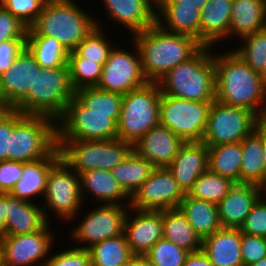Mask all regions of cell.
I'll list each match as a JSON object with an SVG mask.
<instances>
[{
	"label": "cell",
	"mask_w": 266,
	"mask_h": 266,
	"mask_svg": "<svg viewBox=\"0 0 266 266\" xmlns=\"http://www.w3.org/2000/svg\"><path fill=\"white\" fill-rule=\"evenodd\" d=\"M184 142L167 127L158 124L151 128L134 146L140 156L154 167H167Z\"/></svg>",
	"instance_id": "obj_21"
},
{
	"label": "cell",
	"mask_w": 266,
	"mask_h": 266,
	"mask_svg": "<svg viewBox=\"0 0 266 266\" xmlns=\"http://www.w3.org/2000/svg\"><path fill=\"white\" fill-rule=\"evenodd\" d=\"M239 228L221 227L202 240V251L214 266H243Z\"/></svg>",
	"instance_id": "obj_26"
},
{
	"label": "cell",
	"mask_w": 266,
	"mask_h": 266,
	"mask_svg": "<svg viewBox=\"0 0 266 266\" xmlns=\"http://www.w3.org/2000/svg\"><path fill=\"white\" fill-rule=\"evenodd\" d=\"M211 105L161 94L160 124L183 142H201Z\"/></svg>",
	"instance_id": "obj_11"
},
{
	"label": "cell",
	"mask_w": 266,
	"mask_h": 266,
	"mask_svg": "<svg viewBox=\"0 0 266 266\" xmlns=\"http://www.w3.org/2000/svg\"><path fill=\"white\" fill-rule=\"evenodd\" d=\"M57 148L56 122L45 116L14 110L7 160L32 162L48 157Z\"/></svg>",
	"instance_id": "obj_6"
},
{
	"label": "cell",
	"mask_w": 266,
	"mask_h": 266,
	"mask_svg": "<svg viewBox=\"0 0 266 266\" xmlns=\"http://www.w3.org/2000/svg\"><path fill=\"white\" fill-rule=\"evenodd\" d=\"M45 266H92L88 249L74 246L49 256Z\"/></svg>",
	"instance_id": "obj_45"
},
{
	"label": "cell",
	"mask_w": 266,
	"mask_h": 266,
	"mask_svg": "<svg viewBox=\"0 0 266 266\" xmlns=\"http://www.w3.org/2000/svg\"><path fill=\"white\" fill-rule=\"evenodd\" d=\"M74 96L68 66L41 67L36 71L33 88L14 110L24 115L45 116L57 122Z\"/></svg>",
	"instance_id": "obj_5"
},
{
	"label": "cell",
	"mask_w": 266,
	"mask_h": 266,
	"mask_svg": "<svg viewBox=\"0 0 266 266\" xmlns=\"http://www.w3.org/2000/svg\"><path fill=\"white\" fill-rule=\"evenodd\" d=\"M57 140L101 141L117 138V123L111 114L90 112L75 96L56 122Z\"/></svg>",
	"instance_id": "obj_9"
},
{
	"label": "cell",
	"mask_w": 266,
	"mask_h": 266,
	"mask_svg": "<svg viewBox=\"0 0 266 266\" xmlns=\"http://www.w3.org/2000/svg\"><path fill=\"white\" fill-rule=\"evenodd\" d=\"M40 69L41 66L25 46L14 64L0 75V101L9 109H14L33 88L36 71Z\"/></svg>",
	"instance_id": "obj_17"
},
{
	"label": "cell",
	"mask_w": 266,
	"mask_h": 266,
	"mask_svg": "<svg viewBox=\"0 0 266 266\" xmlns=\"http://www.w3.org/2000/svg\"><path fill=\"white\" fill-rule=\"evenodd\" d=\"M262 147H263V160L266 171V127L262 124Z\"/></svg>",
	"instance_id": "obj_55"
},
{
	"label": "cell",
	"mask_w": 266,
	"mask_h": 266,
	"mask_svg": "<svg viewBox=\"0 0 266 266\" xmlns=\"http://www.w3.org/2000/svg\"><path fill=\"white\" fill-rule=\"evenodd\" d=\"M155 24L165 31L191 36L200 43L201 11L198 7L156 6Z\"/></svg>",
	"instance_id": "obj_29"
},
{
	"label": "cell",
	"mask_w": 266,
	"mask_h": 266,
	"mask_svg": "<svg viewBox=\"0 0 266 266\" xmlns=\"http://www.w3.org/2000/svg\"><path fill=\"white\" fill-rule=\"evenodd\" d=\"M259 121L266 127V104L263 113L259 118Z\"/></svg>",
	"instance_id": "obj_57"
},
{
	"label": "cell",
	"mask_w": 266,
	"mask_h": 266,
	"mask_svg": "<svg viewBox=\"0 0 266 266\" xmlns=\"http://www.w3.org/2000/svg\"><path fill=\"white\" fill-rule=\"evenodd\" d=\"M68 67L70 82L77 91L82 88L96 87L100 81L103 66L80 57L74 50L69 51Z\"/></svg>",
	"instance_id": "obj_40"
},
{
	"label": "cell",
	"mask_w": 266,
	"mask_h": 266,
	"mask_svg": "<svg viewBox=\"0 0 266 266\" xmlns=\"http://www.w3.org/2000/svg\"><path fill=\"white\" fill-rule=\"evenodd\" d=\"M185 195L167 167L155 168L130 198V207L153 211L178 208Z\"/></svg>",
	"instance_id": "obj_16"
},
{
	"label": "cell",
	"mask_w": 266,
	"mask_h": 266,
	"mask_svg": "<svg viewBox=\"0 0 266 266\" xmlns=\"http://www.w3.org/2000/svg\"><path fill=\"white\" fill-rule=\"evenodd\" d=\"M162 228L163 211L136 210L129 207L123 234L134 255H145L163 237Z\"/></svg>",
	"instance_id": "obj_18"
},
{
	"label": "cell",
	"mask_w": 266,
	"mask_h": 266,
	"mask_svg": "<svg viewBox=\"0 0 266 266\" xmlns=\"http://www.w3.org/2000/svg\"><path fill=\"white\" fill-rule=\"evenodd\" d=\"M235 183L209 169L194 182L188 195L218 205Z\"/></svg>",
	"instance_id": "obj_38"
},
{
	"label": "cell",
	"mask_w": 266,
	"mask_h": 266,
	"mask_svg": "<svg viewBox=\"0 0 266 266\" xmlns=\"http://www.w3.org/2000/svg\"><path fill=\"white\" fill-rule=\"evenodd\" d=\"M98 206L86 213L82 221L80 220L70 231L68 238L71 237L75 243H81L82 246L79 248L88 249L95 243L123 235L129 206L109 204Z\"/></svg>",
	"instance_id": "obj_15"
},
{
	"label": "cell",
	"mask_w": 266,
	"mask_h": 266,
	"mask_svg": "<svg viewBox=\"0 0 266 266\" xmlns=\"http://www.w3.org/2000/svg\"><path fill=\"white\" fill-rule=\"evenodd\" d=\"M208 147V169L222 177L240 183L242 142Z\"/></svg>",
	"instance_id": "obj_33"
},
{
	"label": "cell",
	"mask_w": 266,
	"mask_h": 266,
	"mask_svg": "<svg viewBox=\"0 0 266 266\" xmlns=\"http://www.w3.org/2000/svg\"><path fill=\"white\" fill-rule=\"evenodd\" d=\"M233 0H208L201 10L200 44L216 46L228 40Z\"/></svg>",
	"instance_id": "obj_27"
},
{
	"label": "cell",
	"mask_w": 266,
	"mask_h": 266,
	"mask_svg": "<svg viewBox=\"0 0 266 266\" xmlns=\"http://www.w3.org/2000/svg\"><path fill=\"white\" fill-rule=\"evenodd\" d=\"M60 158L77 174L95 169L111 171L133 150L121 139L101 141L57 140Z\"/></svg>",
	"instance_id": "obj_8"
},
{
	"label": "cell",
	"mask_w": 266,
	"mask_h": 266,
	"mask_svg": "<svg viewBox=\"0 0 266 266\" xmlns=\"http://www.w3.org/2000/svg\"><path fill=\"white\" fill-rule=\"evenodd\" d=\"M107 18L127 28L132 35L155 24L156 4L152 0H101ZM109 16V17H108Z\"/></svg>",
	"instance_id": "obj_20"
},
{
	"label": "cell",
	"mask_w": 266,
	"mask_h": 266,
	"mask_svg": "<svg viewBox=\"0 0 266 266\" xmlns=\"http://www.w3.org/2000/svg\"><path fill=\"white\" fill-rule=\"evenodd\" d=\"M121 266H133V256Z\"/></svg>",
	"instance_id": "obj_59"
},
{
	"label": "cell",
	"mask_w": 266,
	"mask_h": 266,
	"mask_svg": "<svg viewBox=\"0 0 266 266\" xmlns=\"http://www.w3.org/2000/svg\"><path fill=\"white\" fill-rule=\"evenodd\" d=\"M263 195L266 196V185L263 187Z\"/></svg>",
	"instance_id": "obj_60"
},
{
	"label": "cell",
	"mask_w": 266,
	"mask_h": 266,
	"mask_svg": "<svg viewBox=\"0 0 266 266\" xmlns=\"http://www.w3.org/2000/svg\"><path fill=\"white\" fill-rule=\"evenodd\" d=\"M78 176L84 202L85 196L91 195L95 202L99 201L98 204L130 207V197L124 192L109 170L95 169L80 173Z\"/></svg>",
	"instance_id": "obj_24"
},
{
	"label": "cell",
	"mask_w": 266,
	"mask_h": 266,
	"mask_svg": "<svg viewBox=\"0 0 266 266\" xmlns=\"http://www.w3.org/2000/svg\"><path fill=\"white\" fill-rule=\"evenodd\" d=\"M9 110V108L0 101V118Z\"/></svg>",
	"instance_id": "obj_56"
},
{
	"label": "cell",
	"mask_w": 266,
	"mask_h": 266,
	"mask_svg": "<svg viewBox=\"0 0 266 266\" xmlns=\"http://www.w3.org/2000/svg\"><path fill=\"white\" fill-rule=\"evenodd\" d=\"M241 233L266 238V197L261 196L252 206L250 212L240 226Z\"/></svg>",
	"instance_id": "obj_44"
},
{
	"label": "cell",
	"mask_w": 266,
	"mask_h": 266,
	"mask_svg": "<svg viewBox=\"0 0 266 266\" xmlns=\"http://www.w3.org/2000/svg\"><path fill=\"white\" fill-rule=\"evenodd\" d=\"M207 1L208 0H157L156 6L198 7V10L201 11Z\"/></svg>",
	"instance_id": "obj_52"
},
{
	"label": "cell",
	"mask_w": 266,
	"mask_h": 266,
	"mask_svg": "<svg viewBox=\"0 0 266 266\" xmlns=\"http://www.w3.org/2000/svg\"><path fill=\"white\" fill-rule=\"evenodd\" d=\"M75 97L90 109V112L111 114V119L118 123L123 95L88 87L75 91Z\"/></svg>",
	"instance_id": "obj_37"
},
{
	"label": "cell",
	"mask_w": 266,
	"mask_h": 266,
	"mask_svg": "<svg viewBox=\"0 0 266 266\" xmlns=\"http://www.w3.org/2000/svg\"><path fill=\"white\" fill-rule=\"evenodd\" d=\"M131 37L139 49L142 73L148 82H157L202 46L191 36L165 31L157 24Z\"/></svg>",
	"instance_id": "obj_2"
},
{
	"label": "cell",
	"mask_w": 266,
	"mask_h": 266,
	"mask_svg": "<svg viewBox=\"0 0 266 266\" xmlns=\"http://www.w3.org/2000/svg\"><path fill=\"white\" fill-rule=\"evenodd\" d=\"M185 194L199 176L208 170V147L201 142H184L174 160L167 166Z\"/></svg>",
	"instance_id": "obj_19"
},
{
	"label": "cell",
	"mask_w": 266,
	"mask_h": 266,
	"mask_svg": "<svg viewBox=\"0 0 266 266\" xmlns=\"http://www.w3.org/2000/svg\"><path fill=\"white\" fill-rule=\"evenodd\" d=\"M26 47L43 68L68 66L69 51L53 37L26 35Z\"/></svg>",
	"instance_id": "obj_35"
},
{
	"label": "cell",
	"mask_w": 266,
	"mask_h": 266,
	"mask_svg": "<svg viewBox=\"0 0 266 266\" xmlns=\"http://www.w3.org/2000/svg\"><path fill=\"white\" fill-rule=\"evenodd\" d=\"M240 249L243 266L258 262L266 257V238L241 233Z\"/></svg>",
	"instance_id": "obj_46"
},
{
	"label": "cell",
	"mask_w": 266,
	"mask_h": 266,
	"mask_svg": "<svg viewBox=\"0 0 266 266\" xmlns=\"http://www.w3.org/2000/svg\"><path fill=\"white\" fill-rule=\"evenodd\" d=\"M14 128V109H9L0 118V162L7 160L9 137Z\"/></svg>",
	"instance_id": "obj_50"
},
{
	"label": "cell",
	"mask_w": 266,
	"mask_h": 266,
	"mask_svg": "<svg viewBox=\"0 0 266 266\" xmlns=\"http://www.w3.org/2000/svg\"><path fill=\"white\" fill-rule=\"evenodd\" d=\"M97 26L77 45L74 51L82 58L89 59L102 66L109 58L110 52L116 46L110 38H106L100 19H96Z\"/></svg>",
	"instance_id": "obj_41"
},
{
	"label": "cell",
	"mask_w": 266,
	"mask_h": 266,
	"mask_svg": "<svg viewBox=\"0 0 266 266\" xmlns=\"http://www.w3.org/2000/svg\"><path fill=\"white\" fill-rule=\"evenodd\" d=\"M88 251L92 266H121L134 256L124 234L95 243Z\"/></svg>",
	"instance_id": "obj_36"
},
{
	"label": "cell",
	"mask_w": 266,
	"mask_h": 266,
	"mask_svg": "<svg viewBox=\"0 0 266 266\" xmlns=\"http://www.w3.org/2000/svg\"><path fill=\"white\" fill-rule=\"evenodd\" d=\"M265 28L266 0H233L228 39H241Z\"/></svg>",
	"instance_id": "obj_28"
},
{
	"label": "cell",
	"mask_w": 266,
	"mask_h": 266,
	"mask_svg": "<svg viewBox=\"0 0 266 266\" xmlns=\"http://www.w3.org/2000/svg\"><path fill=\"white\" fill-rule=\"evenodd\" d=\"M188 251L162 237L145 254L154 266H183Z\"/></svg>",
	"instance_id": "obj_42"
},
{
	"label": "cell",
	"mask_w": 266,
	"mask_h": 266,
	"mask_svg": "<svg viewBox=\"0 0 266 266\" xmlns=\"http://www.w3.org/2000/svg\"><path fill=\"white\" fill-rule=\"evenodd\" d=\"M213 53L215 99L226 105L247 108L260 118L266 104V79L231 49L228 53Z\"/></svg>",
	"instance_id": "obj_1"
},
{
	"label": "cell",
	"mask_w": 266,
	"mask_h": 266,
	"mask_svg": "<svg viewBox=\"0 0 266 266\" xmlns=\"http://www.w3.org/2000/svg\"><path fill=\"white\" fill-rule=\"evenodd\" d=\"M240 183L260 187L266 185V171L263 160L262 123L259 121L255 131L242 141Z\"/></svg>",
	"instance_id": "obj_30"
},
{
	"label": "cell",
	"mask_w": 266,
	"mask_h": 266,
	"mask_svg": "<svg viewBox=\"0 0 266 266\" xmlns=\"http://www.w3.org/2000/svg\"><path fill=\"white\" fill-rule=\"evenodd\" d=\"M133 266H154L146 255H134Z\"/></svg>",
	"instance_id": "obj_54"
},
{
	"label": "cell",
	"mask_w": 266,
	"mask_h": 266,
	"mask_svg": "<svg viewBox=\"0 0 266 266\" xmlns=\"http://www.w3.org/2000/svg\"><path fill=\"white\" fill-rule=\"evenodd\" d=\"M163 237L186 251L202 249V239L179 208L163 210Z\"/></svg>",
	"instance_id": "obj_32"
},
{
	"label": "cell",
	"mask_w": 266,
	"mask_h": 266,
	"mask_svg": "<svg viewBox=\"0 0 266 266\" xmlns=\"http://www.w3.org/2000/svg\"><path fill=\"white\" fill-rule=\"evenodd\" d=\"M44 200L45 206L43 203L41 206L46 219L50 210L65 222L77 221L76 217L80 216V208L84 201L81 196L79 176L62 159L50 169Z\"/></svg>",
	"instance_id": "obj_10"
},
{
	"label": "cell",
	"mask_w": 266,
	"mask_h": 266,
	"mask_svg": "<svg viewBox=\"0 0 266 266\" xmlns=\"http://www.w3.org/2000/svg\"><path fill=\"white\" fill-rule=\"evenodd\" d=\"M49 225L33 233L0 239V266H45L55 242Z\"/></svg>",
	"instance_id": "obj_13"
},
{
	"label": "cell",
	"mask_w": 266,
	"mask_h": 266,
	"mask_svg": "<svg viewBox=\"0 0 266 266\" xmlns=\"http://www.w3.org/2000/svg\"><path fill=\"white\" fill-rule=\"evenodd\" d=\"M47 0H0V7L7 9L27 28H30L42 12Z\"/></svg>",
	"instance_id": "obj_43"
},
{
	"label": "cell",
	"mask_w": 266,
	"mask_h": 266,
	"mask_svg": "<svg viewBox=\"0 0 266 266\" xmlns=\"http://www.w3.org/2000/svg\"><path fill=\"white\" fill-rule=\"evenodd\" d=\"M26 46V39H12L0 43V75L6 72Z\"/></svg>",
	"instance_id": "obj_49"
},
{
	"label": "cell",
	"mask_w": 266,
	"mask_h": 266,
	"mask_svg": "<svg viewBox=\"0 0 266 266\" xmlns=\"http://www.w3.org/2000/svg\"><path fill=\"white\" fill-rule=\"evenodd\" d=\"M248 266H266V257Z\"/></svg>",
	"instance_id": "obj_58"
},
{
	"label": "cell",
	"mask_w": 266,
	"mask_h": 266,
	"mask_svg": "<svg viewBox=\"0 0 266 266\" xmlns=\"http://www.w3.org/2000/svg\"><path fill=\"white\" fill-rule=\"evenodd\" d=\"M82 9L75 0H47L27 35L53 37L73 51L97 26L96 18Z\"/></svg>",
	"instance_id": "obj_4"
},
{
	"label": "cell",
	"mask_w": 266,
	"mask_h": 266,
	"mask_svg": "<svg viewBox=\"0 0 266 266\" xmlns=\"http://www.w3.org/2000/svg\"><path fill=\"white\" fill-rule=\"evenodd\" d=\"M178 208L202 240L221 228L216 204L186 194Z\"/></svg>",
	"instance_id": "obj_31"
},
{
	"label": "cell",
	"mask_w": 266,
	"mask_h": 266,
	"mask_svg": "<svg viewBox=\"0 0 266 266\" xmlns=\"http://www.w3.org/2000/svg\"><path fill=\"white\" fill-rule=\"evenodd\" d=\"M238 40L242 45L232 51L266 79V28Z\"/></svg>",
	"instance_id": "obj_39"
},
{
	"label": "cell",
	"mask_w": 266,
	"mask_h": 266,
	"mask_svg": "<svg viewBox=\"0 0 266 266\" xmlns=\"http://www.w3.org/2000/svg\"><path fill=\"white\" fill-rule=\"evenodd\" d=\"M259 117L244 107L212 102L202 142L206 146L242 142L251 135Z\"/></svg>",
	"instance_id": "obj_12"
},
{
	"label": "cell",
	"mask_w": 266,
	"mask_h": 266,
	"mask_svg": "<svg viewBox=\"0 0 266 266\" xmlns=\"http://www.w3.org/2000/svg\"><path fill=\"white\" fill-rule=\"evenodd\" d=\"M24 201L6 193L5 235H22L42 230L50 221L41 204Z\"/></svg>",
	"instance_id": "obj_25"
},
{
	"label": "cell",
	"mask_w": 266,
	"mask_h": 266,
	"mask_svg": "<svg viewBox=\"0 0 266 266\" xmlns=\"http://www.w3.org/2000/svg\"><path fill=\"white\" fill-rule=\"evenodd\" d=\"M60 159L59 150L56 148L46 158H41L32 162H22V176L9 194L12 197L31 203L33 199H38L37 196L43 199L50 169Z\"/></svg>",
	"instance_id": "obj_23"
},
{
	"label": "cell",
	"mask_w": 266,
	"mask_h": 266,
	"mask_svg": "<svg viewBox=\"0 0 266 266\" xmlns=\"http://www.w3.org/2000/svg\"><path fill=\"white\" fill-rule=\"evenodd\" d=\"M155 168L148 160L132 150L127 158L110 172L131 198Z\"/></svg>",
	"instance_id": "obj_34"
},
{
	"label": "cell",
	"mask_w": 266,
	"mask_h": 266,
	"mask_svg": "<svg viewBox=\"0 0 266 266\" xmlns=\"http://www.w3.org/2000/svg\"><path fill=\"white\" fill-rule=\"evenodd\" d=\"M161 92L157 82L123 95L117 138L133 146L154 126L160 124Z\"/></svg>",
	"instance_id": "obj_7"
},
{
	"label": "cell",
	"mask_w": 266,
	"mask_h": 266,
	"mask_svg": "<svg viewBox=\"0 0 266 266\" xmlns=\"http://www.w3.org/2000/svg\"><path fill=\"white\" fill-rule=\"evenodd\" d=\"M6 226V193H0V239L5 236Z\"/></svg>",
	"instance_id": "obj_53"
},
{
	"label": "cell",
	"mask_w": 266,
	"mask_h": 266,
	"mask_svg": "<svg viewBox=\"0 0 266 266\" xmlns=\"http://www.w3.org/2000/svg\"><path fill=\"white\" fill-rule=\"evenodd\" d=\"M27 29L17 17L0 7V43L12 39H26Z\"/></svg>",
	"instance_id": "obj_47"
},
{
	"label": "cell",
	"mask_w": 266,
	"mask_h": 266,
	"mask_svg": "<svg viewBox=\"0 0 266 266\" xmlns=\"http://www.w3.org/2000/svg\"><path fill=\"white\" fill-rule=\"evenodd\" d=\"M214 48L201 46L157 81L161 94L196 102L215 100Z\"/></svg>",
	"instance_id": "obj_3"
},
{
	"label": "cell",
	"mask_w": 266,
	"mask_h": 266,
	"mask_svg": "<svg viewBox=\"0 0 266 266\" xmlns=\"http://www.w3.org/2000/svg\"><path fill=\"white\" fill-rule=\"evenodd\" d=\"M262 192L260 186L235 183L217 205L221 227L240 228Z\"/></svg>",
	"instance_id": "obj_22"
},
{
	"label": "cell",
	"mask_w": 266,
	"mask_h": 266,
	"mask_svg": "<svg viewBox=\"0 0 266 266\" xmlns=\"http://www.w3.org/2000/svg\"><path fill=\"white\" fill-rule=\"evenodd\" d=\"M22 176V162L5 160L0 162V193L9 194Z\"/></svg>",
	"instance_id": "obj_48"
},
{
	"label": "cell",
	"mask_w": 266,
	"mask_h": 266,
	"mask_svg": "<svg viewBox=\"0 0 266 266\" xmlns=\"http://www.w3.org/2000/svg\"><path fill=\"white\" fill-rule=\"evenodd\" d=\"M183 266H214L202 251L190 252L185 258Z\"/></svg>",
	"instance_id": "obj_51"
},
{
	"label": "cell",
	"mask_w": 266,
	"mask_h": 266,
	"mask_svg": "<svg viewBox=\"0 0 266 266\" xmlns=\"http://www.w3.org/2000/svg\"><path fill=\"white\" fill-rule=\"evenodd\" d=\"M131 45L135 53L118 46L113 48L103 65L98 89L125 95L148 82L142 73L139 49L135 42Z\"/></svg>",
	"instance_id": "obj_14"
}]
</instances>
